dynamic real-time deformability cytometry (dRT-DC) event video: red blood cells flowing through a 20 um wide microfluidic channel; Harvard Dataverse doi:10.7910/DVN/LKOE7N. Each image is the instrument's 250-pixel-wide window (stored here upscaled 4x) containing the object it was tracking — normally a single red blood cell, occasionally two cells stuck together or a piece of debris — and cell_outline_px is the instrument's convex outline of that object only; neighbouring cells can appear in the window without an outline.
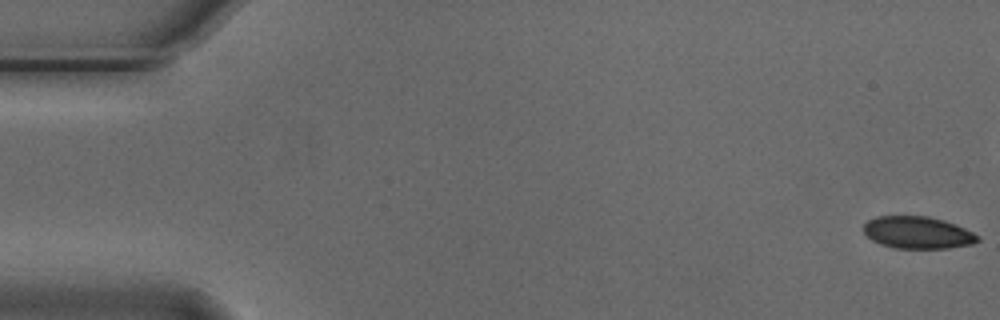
{"species": "Egyptian fruit bat (a non-hibernating species)", "species_latin": "Rousettus aegyptiacus", "temperature_condition": "cold", "stored_images_in_passage": 45, "camera_frame_rate_fps": 3000, "um_per_image_px": 0.085, "animal": {"sex": "male"}, "frame": {"image": 1, "passage_image": 1, "time_ms": 0.0, "image_size_px": [1000, 320], "cell_outline_px": [[980, 240], [972, 244], [948, 248], [896, 248], [880, 244], [872, 240], [864, 232], [864, 224], [868, 220], [876, 216], [928, 216], [944, 220], [956, 224], [980, 236]], "centroid_in_image_um": [78.01, 19.76], "position_along_channel_um": 7.0, "area_um2": 21.39}}
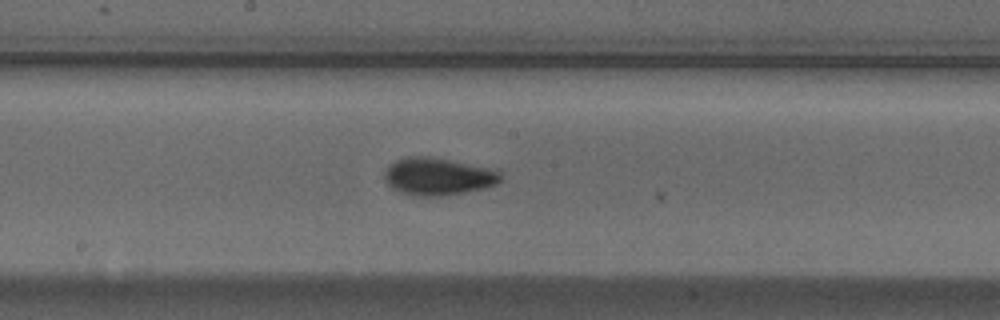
{"frame": {"image": 2, "passage_image": 29, "time_ms": 9.333, "image_size_px": [1000, 320], "cell_outline_px": [[500, 180], [496, 184], [484, 188], [444, 196], [420, 196], [400, 192], [392, 188], [384, 180], [384, 172], [388, 164], [396, 160], [408, 156], [424, 156], [448, 160], [488, 168], [500, 172]], "centroid_in_image_um": [37.16, 15.01], "position_along_channel_um": 211.0, "area_um2": 25.03}}
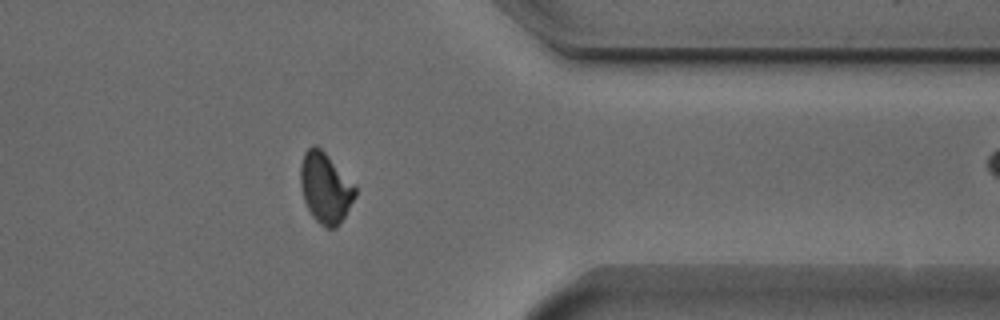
{"frame": {"image": 3, "passage_image": 44, "time_ms": 14.333, "image_size_px": [1000, 320], "cell_outline_px": [[356, 196], [344, 216], [336, 228], [324, 228], [312, 216], [304, 200], [300, 184], [300, 164], [304, 152], [312, 144], [316, 144], [356, 184]], "centroid_in_image_um": [27.65, 15.95], "position_along_channel_um": 383.7, "area_um2": 22.6}}